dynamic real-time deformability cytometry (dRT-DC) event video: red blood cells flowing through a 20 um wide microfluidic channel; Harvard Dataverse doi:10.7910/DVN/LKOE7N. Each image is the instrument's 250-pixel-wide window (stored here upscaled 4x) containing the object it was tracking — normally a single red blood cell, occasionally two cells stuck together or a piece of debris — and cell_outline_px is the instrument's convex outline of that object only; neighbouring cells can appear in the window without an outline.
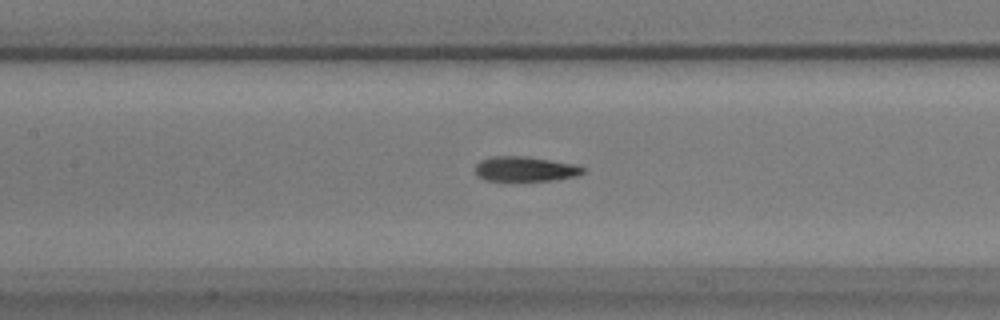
{"species": "common noctule bat (a hibernating species)", "species_latin": "Nyctalus noctula", "temperature_condition": "warm", "stored_images_in_passage": 58, "camera_frame_rate_fps": 3000, "um_per_image_px": 0.085, "animal": {"sex": "male", "body_mass_g": 17.9}, "frame": {"image": 1, "passage_image": 26, "time_ms": 8.333, "image_size_px": [1000, 320], "cell_outline_px": [[588, 168], [584, 172], [576, 176], [552, 180], [484, 180], [476, 176], [476, 164], [480, 160], [492, 156], [528, 156], [576, 164]], "centroid_in_image_um": [44.66, 14.35], "position_along_channel_um": 162.7, "area_um2": 15.72}}
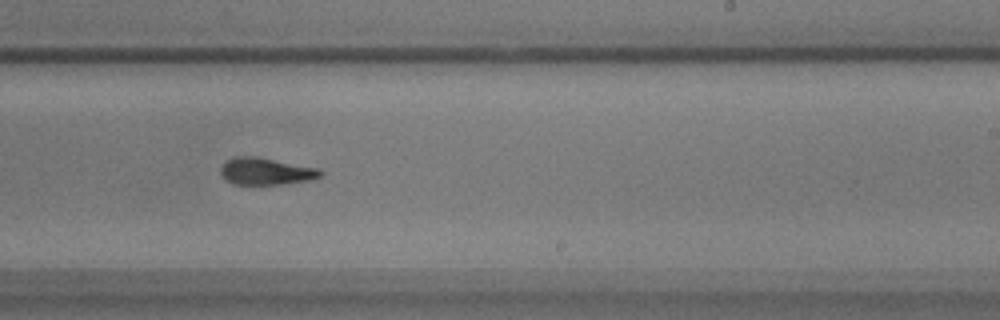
{"frame": {"image": 2, "passage_image": 35, "time_ms": 11.333, "image_size_px": [1000, 320], "cell_outline_px": [[324, 172], [320, 176], [308, 180], [280, 184], [232, 184], [224, 180], [220, 172], [220, 168], [228, 160], [236, 156], [256, 156], [320, 168]], "centroid_in_image_um": [22.59, 14.56], "position_along_channel_um": 266.4, "area_um2": 15.72}}
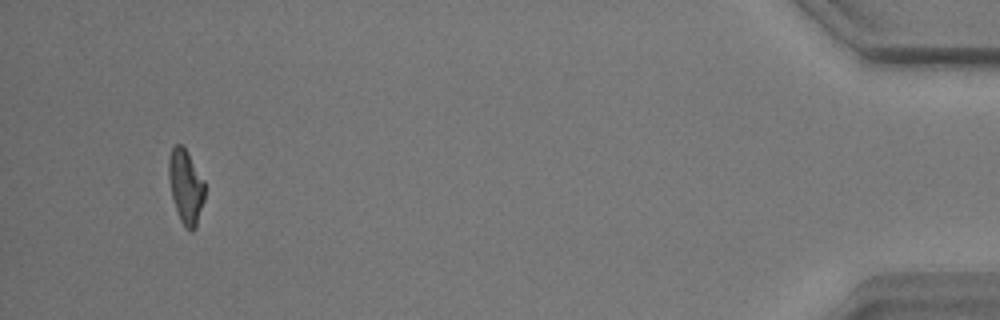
{"frame": {"image": 3, "passage_image": 55, "time_ms": 18.0, "image_size_px": [1000, 320], "cell_outline_px": [[204, 200], [196, 228], [192, 232], [180, 220], [172, 196], [168, 176], [168, 160], [172, 148], [176, 144], [180, 144], [184, 148], [204, 180]], "centroid_in_image_um": [15.79, 15.87], "position_along_channel_um": 419.4, "area_um2": 15.26}, "authors_computed_cell_mechanics": {"area_um2": 16.1551, "velocity_mm_per_s": 3.4701, "shape_relaxation_time_tau1_ms": 8.2641, "shape_relaxation_time_tau2_ms": 2.5631, "deformation_change_tau1": 0.2304, "deformation_change_tau2": 0.1033}}